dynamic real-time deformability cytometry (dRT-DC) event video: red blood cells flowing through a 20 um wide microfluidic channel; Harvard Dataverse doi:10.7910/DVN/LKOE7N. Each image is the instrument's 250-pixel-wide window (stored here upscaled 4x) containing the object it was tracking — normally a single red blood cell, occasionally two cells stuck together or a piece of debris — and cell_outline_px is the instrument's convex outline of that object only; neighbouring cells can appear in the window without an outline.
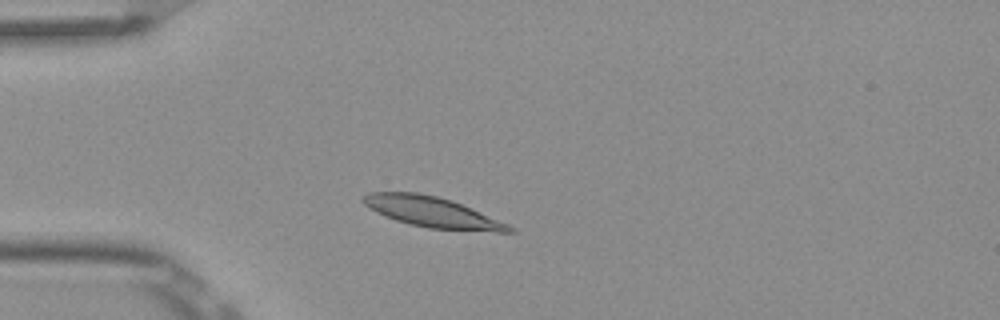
{"species": "Egyptian fruit bat (a non-hibernating species)", "species_latin": "Rousettus aegyptiacus", "temperature_condition": "room temperature", "stored_images_in_passage": 3, "camera_frame_rate_fps": 3000, "um_per_image_px": 0.085, "frame": {"image": 1, "passage_image": 3, "time_ms": 0.667, "image_size_px": [1000, 320], "cell_outline_px": [[516, 232], [496, 232], [428, 228], [408, 224], [396, 220], [364, 204], [360, 200], [368, 192], [416, 192], [436, 196], [452, 200], [508, 224], [516, 228]], "centroid_in_image_um": [36.78, 18.03], "position_along_channel_um": 48.2, "area_um2": 25.61}}